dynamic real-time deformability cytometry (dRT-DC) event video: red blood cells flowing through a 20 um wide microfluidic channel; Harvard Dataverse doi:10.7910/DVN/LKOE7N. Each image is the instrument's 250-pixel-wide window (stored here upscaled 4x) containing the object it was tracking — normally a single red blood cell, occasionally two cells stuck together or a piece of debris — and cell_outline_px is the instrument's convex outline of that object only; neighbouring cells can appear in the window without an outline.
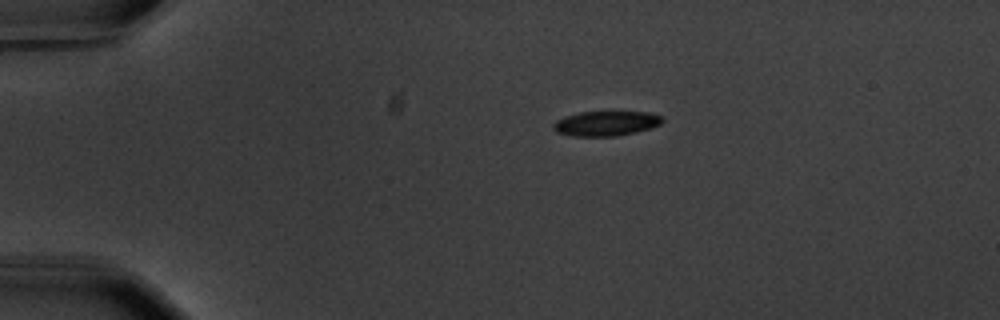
{"species": "common noctule bat (a hibernating species)", "species_latin": "Nyctalus noctula", "temperature_condition": "warm", "stored_images_in_passage": 6, "camera_frame_rate_fps": 3000, "um_per_image_px": 0.085, "animal": {"sex": "male", "body_mass_g": 20.1, "forearm_length_mm": 53.5}, "frame": {"image": 1, "passage_image": 1, "time_ms": 0.0, "image_size_px": [1000, 320], "cell_outline_px": [[664, 120], [660, 124], [636, 132], [616, 136], [572, 136], [556, 132], [552, 128], [552, 124], [556, 120], [564, 116], [580, 112], [648, 112], [660, 116]], "centroid_in_image_um": [51.45, 10.49], "position_along_channel_um": 33.5, "area_um2": 15.72}}